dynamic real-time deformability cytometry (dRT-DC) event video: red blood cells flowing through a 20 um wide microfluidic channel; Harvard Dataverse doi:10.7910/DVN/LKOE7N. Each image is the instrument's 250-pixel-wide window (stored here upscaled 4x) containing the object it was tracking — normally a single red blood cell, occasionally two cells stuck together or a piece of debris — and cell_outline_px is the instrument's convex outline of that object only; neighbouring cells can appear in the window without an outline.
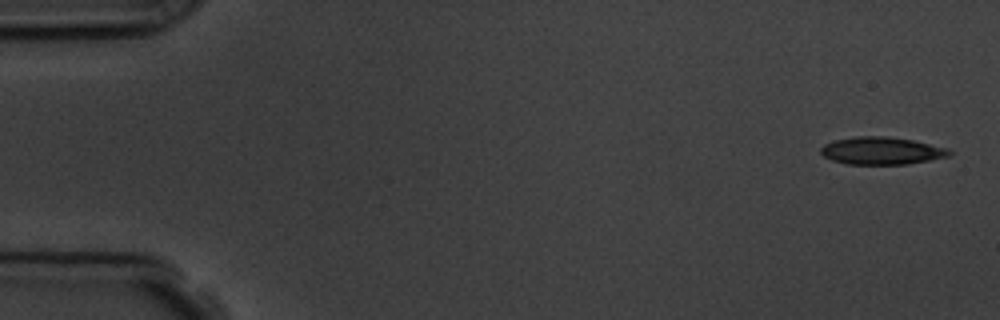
{"species": "common noctule bat (a hibernating species)", "species_latin": "Nyctalus noctula", "temperature_condition": "room temperature", "stored_images_in_passage": 3, "camera_frame_rate_fps": 3000, "um_per_image_px": 0.085, "animal": {"sex": "male", "body_mass_g": 19.5, "forearm_length_mm": 54.6}, "frame": {"image": 1, "passage_image": 1, "time_ms": 0.0, "image_size_px": [1000, 320], "cell_outline_px": [[952, 156], [908, 164], [848, 164], [832, 160], [824, 156], [820, 152], [820, 148], [824, 144], [832, 140], [856, 136], [888, 136], [912, 140], [948, 148], [952, 152]], "centroid_in_image_um": [74.94, 12.81], "position_along_channel_um": 10.1, "area_um2": 20.75}}